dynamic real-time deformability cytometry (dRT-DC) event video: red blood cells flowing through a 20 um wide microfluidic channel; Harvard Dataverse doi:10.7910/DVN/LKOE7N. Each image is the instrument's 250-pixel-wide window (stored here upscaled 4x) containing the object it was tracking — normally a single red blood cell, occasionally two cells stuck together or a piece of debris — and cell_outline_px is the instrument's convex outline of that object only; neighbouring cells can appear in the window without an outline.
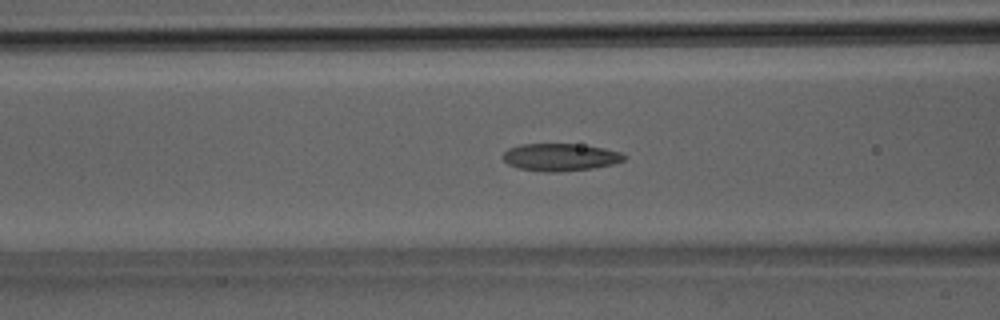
{"species": "Egyptian fruit bat (a non-hibernating species)", "species_latin": "Rousettus aegyptiacus", "temperature_condition": "room temperature", "stored_images_in_passage": 38, "camera_frame_rate_fps": 3000, "um_per_image_px": 0.085, "animal": {"sex": "male"}, "frame": {"image": 1, "passage_image": 15, "time_ms": 4.667, "image_size_px": [1000, 320], "cell_outline_px": [[624, 160], [612, 164], [592, 168], [560, 172], [544, 172], [516, 168], [508, 164], [504, 160], [504, 152], [508, 148], [520, 144], [576, 144], [604, 148], [620, 152], [624, 156]], "centroid_in_image_um": [47.58, 13.36], "position_along_channel_um": 119.0, "area_um2": 19.31}}
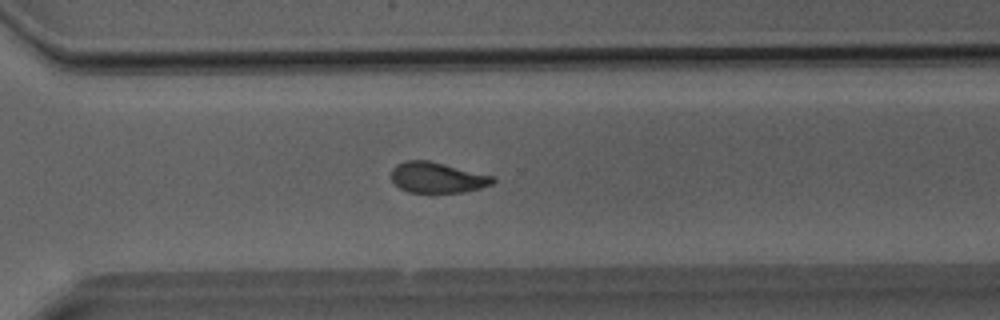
{"frame": {"image": 2, "passage_image": 27, "time_ms": 8.667, "image_size_px": [1000, 320], "cell_outline_px": [[496, 180], [492, 184], [480, 188], [464, 192], [432, 196], [428, 196], [408, 192], [400, 188], [392, 180], [392, 168], [396, 164], [404, 160], [428, 160], [492, 176]], "centroid_in_image_um": [37.12, 15.15], "position_along_channel_um": 333.5, "area_um2": 18.79}}
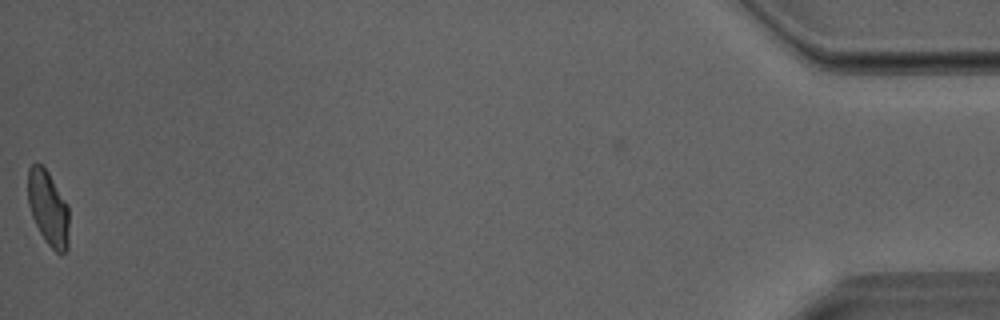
{"frame": {"image": 3, "passage_image": 38, "time_ms": 12.333, "image_size_px": [1000, 320], "cell_outline_px": [[68, 248], [60, 256], [44, 240], [32, 216], [28, 204], [28, 168], [36, 160], [48, 172], [68, 204]], "centroid_in_image_um": [4.09, 17.69], "position_along_channel_um": 431.1, "area_um2": 18.03}}